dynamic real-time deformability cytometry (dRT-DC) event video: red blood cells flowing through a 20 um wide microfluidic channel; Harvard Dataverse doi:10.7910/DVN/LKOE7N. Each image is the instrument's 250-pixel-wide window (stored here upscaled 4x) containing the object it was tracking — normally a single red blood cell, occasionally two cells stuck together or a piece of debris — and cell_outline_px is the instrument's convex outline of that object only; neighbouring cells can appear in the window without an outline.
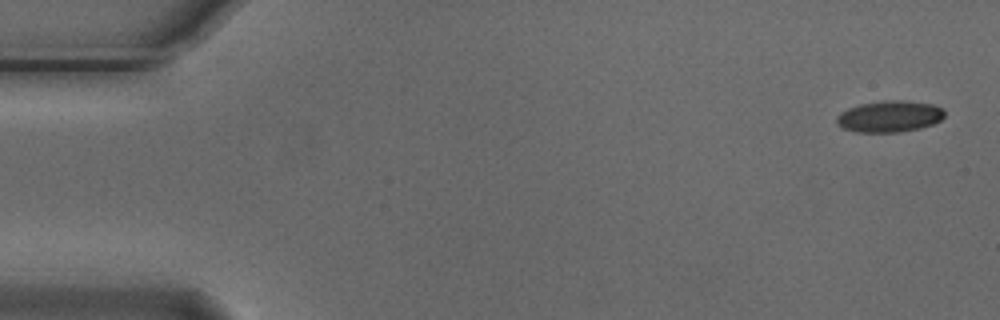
{"species": "Egyptian fruit bat (a non-hibernating species)", "species_latin": "Rousettus aegyptiacus", "temperature_condition": "cold", "stored_images_in_passage": 2, "camera_frame_rate_fps": 3000, "um_per_image_px": 0.085, "animal": {"sex": "male"}, "frame": {"image": 1, "passage_image": 1, "time_ms": 0.0, "image_size_px": [1000, 320], "cell_outline_px": [[944, 116], [940, 120], [932, 124], [920, 128], [900, 132], [856, 132], [840, 128], [836, 124], [836, 116], [848, 108], [860, 104], [896, 100], [900, 100], [932, 104], [940, 108], [944, 112]], "centroid_in_image_um": [75.56, 9.91], "position_along_channel_um": 9.4, "area_um2": 19.59}}